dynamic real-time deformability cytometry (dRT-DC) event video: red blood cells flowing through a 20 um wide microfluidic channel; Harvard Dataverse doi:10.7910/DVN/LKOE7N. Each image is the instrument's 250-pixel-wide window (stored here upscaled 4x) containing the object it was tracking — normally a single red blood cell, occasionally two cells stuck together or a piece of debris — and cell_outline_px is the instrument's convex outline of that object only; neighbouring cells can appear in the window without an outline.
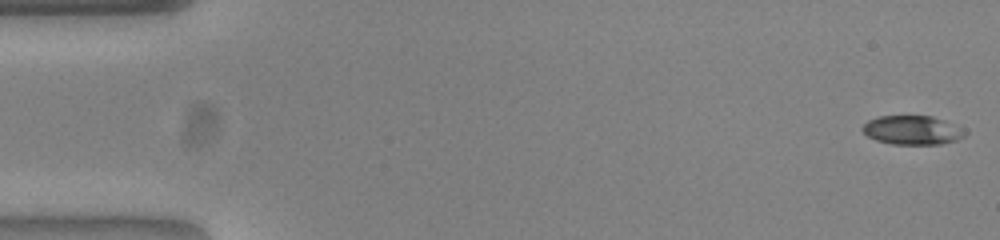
{"species": "common noctule bat (a hibernating species)", "species_latin": "Nyctalus noctula", "temperature_condition": "warm", "stored_images_in_passage": 53, "camera_frame_rate_fps": 3000, "um_per_image_px": 0.085, "animal": {"sex": "female", "body_mass_g": 23.0, "forearm_length_mm": 53.4}, "frame": {"image": 1, "passage_image": 1, "time_ms": 0.0, "image_size_px": [1000, 240], "cell_outline_px": [[968, 132], [964, 136], [956, 140], [940, 144], [892, 144], [876, 140], [868, 136], [860, 128], [868, 120], [880, 116], [932, 116], [944, 120], [964, 128]], "centroid_in_image_um": [77.57, 11.06], "position_along_channel_um": 7.4, "area_um2": 17.34}}
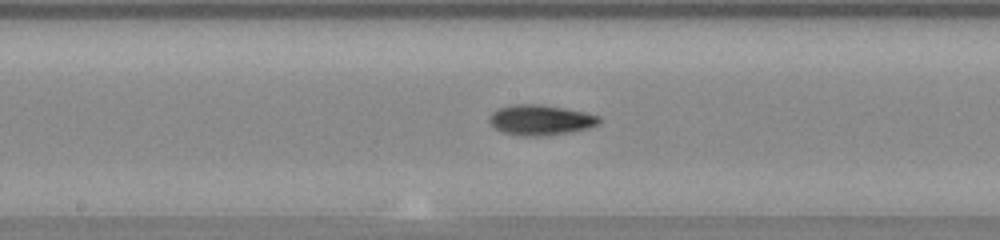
{"frame": {"image": 2, "passage_image": 27, "time_ms": 8.667, "image_size_px": [1000, 240], "cell_outline_px": [[600, 124], [588, 128], [568, 132], [544, 136], [520, 136], [504, 132], [496, 128], [488, 120], [492, 112], [496, 108], [512, 104], [540, 104], [564, 108], [584, 112], [600, 116]], "centroid_in_image_um": [45.93, 10.19], "position_along_channel_um": 202.3, "area_um2": 19.42}}
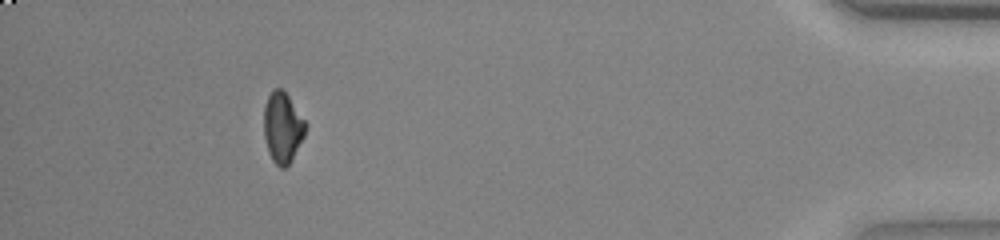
{"frame": {"image": 3, "passage_image": 48, "time_ms": 15.667, "image_size_px": [1000, 240], "cell_outline_px": [[308, 124], [304, 136], [292, 160], [284, 168], [280, 168], [272, 160], [268, 152], [264, 136], [264, 104], [272, 88], [280, 88], [288, 96]], "centroid_in_image_um": [24.02, 10.84], "position_along_channel_um": 411.2, "area_um2": 17.22}, "authors_computed_cell_mechanics": {"area_um2": 18.0336, "velocity_mm_per_s": 3.8858, "shape_relaxation_time_tau1_ms": 5.0892, "shape_relaxation_time_tau2_ms": null, "deformation_change_tau1": 0.181, "deformation_change_tau2": null}}